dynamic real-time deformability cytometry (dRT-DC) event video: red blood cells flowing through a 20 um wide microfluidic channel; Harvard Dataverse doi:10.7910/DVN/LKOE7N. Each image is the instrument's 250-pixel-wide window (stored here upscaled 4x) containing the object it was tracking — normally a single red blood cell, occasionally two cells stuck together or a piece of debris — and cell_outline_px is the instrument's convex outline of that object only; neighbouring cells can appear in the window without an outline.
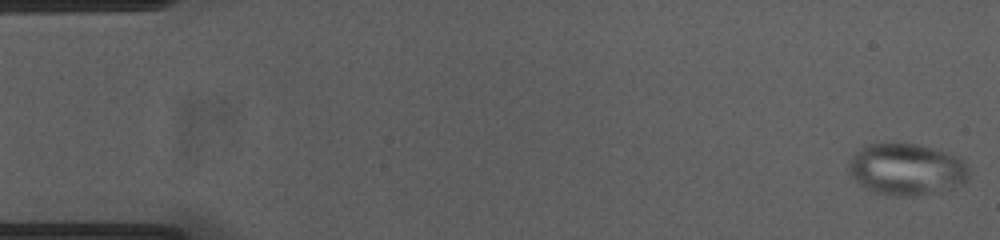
{"species": "common noctule bat (a hibernating species)", "species_latin": "Nyctalus noctula", "temperature_condition": "cold", "stored_images_in_passage": 54, "camera_frame_rate_fps": 3000, "um_per_image_px": 0.085, "animal": {"sex": "female", "body_mass_g": 23.0, "forearm_length_mm": 53.4}, "frame": {"image": 1, "passage_image": 1, "time_ms": 0.0, "image_size_px": [1000, 240], "cell_outline_px": [[968, 180], [964, 184], [952, 188], [916, 196], [892, 196], [876, 192], [864, 188], [848, 172], [848, 160], [864, 144], [892, 140], [916, 144], [932, 148], [956, 156], [964, 160], [968, 172]], "centroid_in_image_um": [77.01, 14.36], "position_along_channel_um": 8.0, "area_um2": 36.93}}
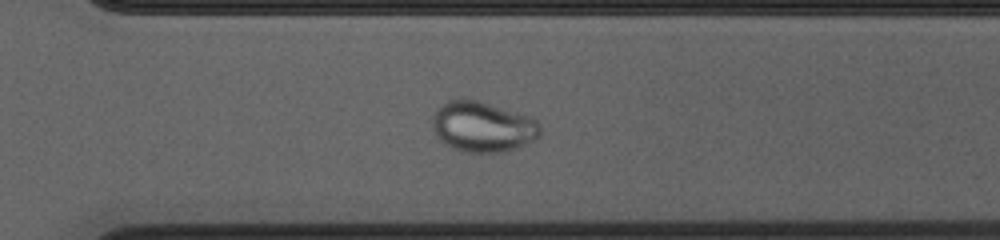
{"frame": {"image": 2, "passage_image": 38, "time_ms": 12.333, "image_size_px": [1000, 240], "cell_outline_px": [[540, 136], [536, 140], [500, 152], [460, 152], [444, 144], [436, 136], [432, 128], [432, 116], [448, 100], [460, 96], [476, 100], [528, 116], [536, 120], [540, 124]], "centroid_in_image_um": [40.98, 10.77], "position_along_channel_um": 329.6, "area_um2": 31.67}}
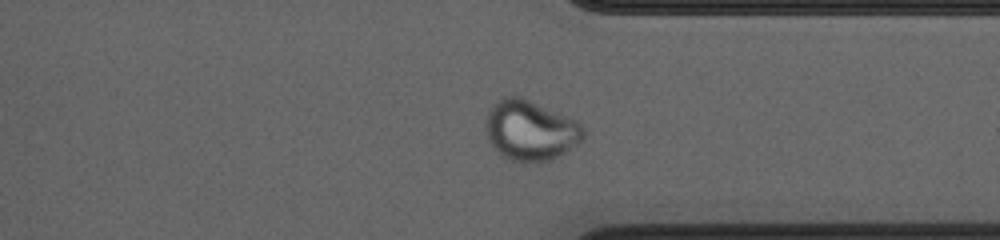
{"frame": {"image": 3, "passage_image": 41, "time_ms": 13.333, "image_size_px": [1000, 240], "cell_outline_px": [[584, 136], [576, 144], [560, 156], [552, 160], [512, 160], [500, 156], [488, 140], [484, 128], [484, 120], [488, 108], [492, 104], [504, 96], [520, 96], [576, 120], [584, 128]], "centroid_in_image_um": [45.02, 11.05], "position_along_channel_um": 366.4, "area_um2": 34.22}}